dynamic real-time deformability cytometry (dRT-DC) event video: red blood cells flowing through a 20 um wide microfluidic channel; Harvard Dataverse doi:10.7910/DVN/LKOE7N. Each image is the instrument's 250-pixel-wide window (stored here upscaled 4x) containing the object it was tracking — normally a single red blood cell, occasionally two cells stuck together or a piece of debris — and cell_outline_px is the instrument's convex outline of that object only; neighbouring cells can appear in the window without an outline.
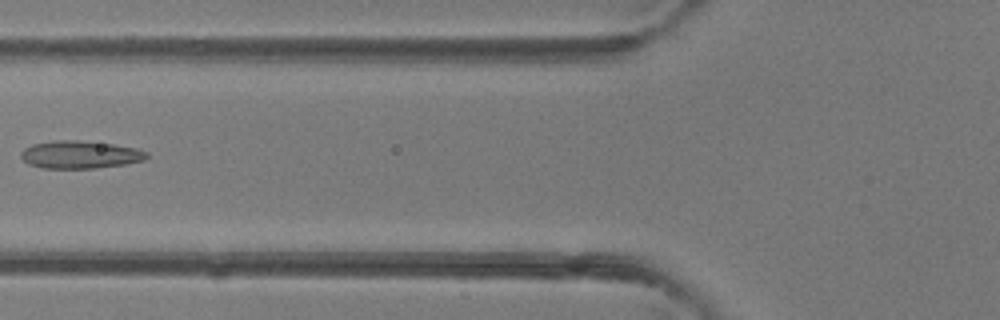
{"species": "common noctule bat (a hibernating species)", "species_latin": "Nyctalus noctula", "temperature_condition": "room temperature", "stored_images_in_passage": 5, "camera_frame_rate_fps": 3000, "um_per_image_px": 0.085, "animal": {"sex": "female"}, "frame": {"image": 1, "passage_image": 5, "time_ms": 4.667, "image_size_px": [1000, 320], "cell_outline_px": [[148, 156], [144, 160], [124, 164], [96, 168], [44, 168], [28, 164], [20, 156], [20, 152], [24, 148], [32, 144], [56, 140], [76, 140], [112, 144], [136, 148], [148, 152]], "centroid_in_image_um": [6.79, 13.14], "position_along_channel_um": 119.0, "area_um2": 20.23}}